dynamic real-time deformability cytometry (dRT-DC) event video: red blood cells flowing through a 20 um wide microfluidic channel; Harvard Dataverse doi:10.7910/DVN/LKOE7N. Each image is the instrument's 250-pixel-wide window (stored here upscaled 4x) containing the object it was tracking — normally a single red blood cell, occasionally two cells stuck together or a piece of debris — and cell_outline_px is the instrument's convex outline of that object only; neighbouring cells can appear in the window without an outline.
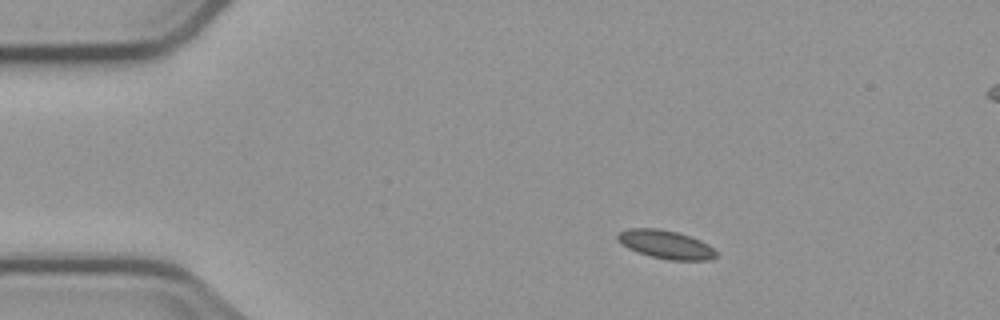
{"species": "common noctule bat (a hibernating species)", "species_latin": "Nyctalus noctula", "temperature_condition": "cold", "stored_images_in_passage": 3, "camera_frame_rate_fps": 3000, "um_per_image_px": 0.085, "animal": {"sex": "male", "body_mass_g": 23.1, "forearm_length_mm": 52.7}, "frame": {"image": 1, "passage_image": 1, "time_ms": 0.0, "image_size_px": [1000, 320], "cell_outline_px": [[716, 256], [712, 260], [668, 260], [636, 252], [620, 244], [616, 240], [616, 236], [620, 232], [628, 228], [656, 228], [676, 232], [700, 240], [708, 244], [716, 252]], "centroid_in_image_um": [56.55, 20.78], "position_along_channel_um": 28.4, "area_um2": 16.3}}